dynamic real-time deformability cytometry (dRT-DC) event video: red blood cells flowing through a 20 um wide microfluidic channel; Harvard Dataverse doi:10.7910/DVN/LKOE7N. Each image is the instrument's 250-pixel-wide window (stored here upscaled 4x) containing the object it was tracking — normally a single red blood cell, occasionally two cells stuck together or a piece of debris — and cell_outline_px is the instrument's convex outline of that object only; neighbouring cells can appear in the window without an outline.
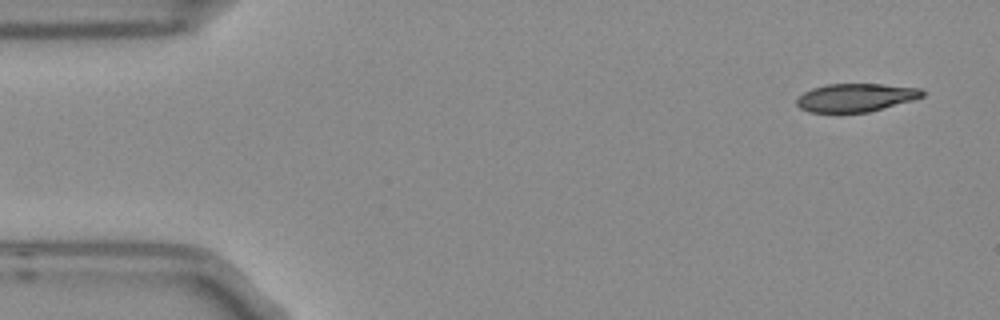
{"species": "Egyptian fruit bat (a non-hibernating species)", "species_latin": "Rousettus aegyptiacus", "temperature_condition": "room temperature", "stored_images_in_passage": 4, "camera_frame_rate_fps": 3000, "um_per_image_px": 0.085, "frame": {"image": 1, "passage_image": 1, "time_ms": 0.0, "image_size_px": [1000, 320], "cell_outline_px": [[924, 96], [912, 100], [868, 112], [808, 112], [800, 108], [796, 104], [796, 100], [804, 92], [812, 88], [828, 84], [880, 84], [920, 88], [924, 92]], "centroid_in_image_um": [72.72, 8.29], "position_along_channel_um": 12.3, "area_um2": 20.46}}
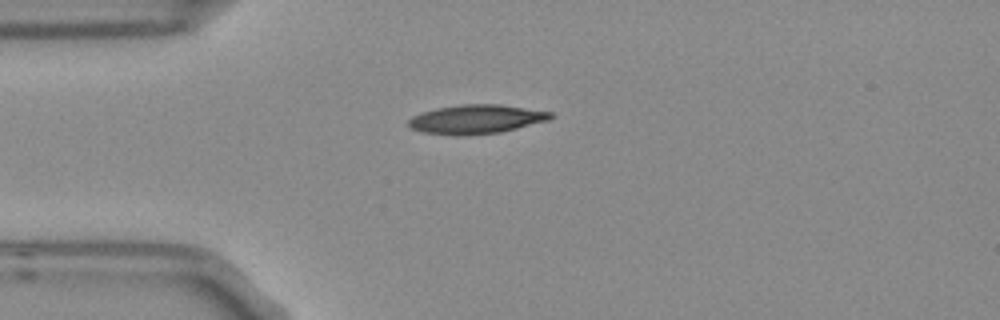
{"frame": {"image": 2, "passage_image": 4, "time_ms": 1.0, "image_size_px": [1000, 320], "cell_outline_px": [[556, 116], [548, 120], [500, 132], [464, 136], [452, 136], [424, 132], [412, 128], [408, 124], [408, 120], [412, 116], [420, 112], [436, 108], [460, 104], [500, 104], [552, 112]], "centroid_in_image_um": [40.46, 10.13], "position_along_channel_um": 44.5, "area_um2": 24.16}}